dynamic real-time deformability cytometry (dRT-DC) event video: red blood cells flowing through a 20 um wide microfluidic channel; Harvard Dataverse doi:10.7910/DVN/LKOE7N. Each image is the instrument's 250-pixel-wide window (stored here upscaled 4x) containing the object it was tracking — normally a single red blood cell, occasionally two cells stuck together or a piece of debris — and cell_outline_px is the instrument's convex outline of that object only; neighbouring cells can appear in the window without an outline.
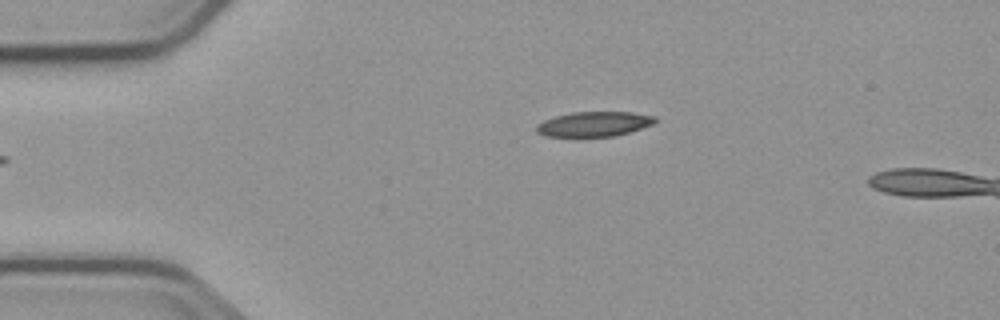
{"species": "common noctule bat (a hibernating species)", "species_latin": "Nyctalus noctula", "temperature_condition": "cold", "stored_images_in_passage": 3, "camera_frame_rate_fps": 3000, "um_per_image_px": 0.085, "animal": {"sex": "male", "body_mass_g": 23.1, "forearm_length_mm": 52.7}, "frame": {"image": 1, "passage_image": 1, "time_ms": 0.0, "image_size_px": [1000, 320], "cell_outline_px": [[656, 120], [652, 124], [616, 136], [544, 136], [536, 132], [536, 124], [544, 120], [556, 116], [572, 112], [632, 112], [656, 116]], "centroid_in_image_um": [50.47, 10.54], "position_along_channel_um": 34.5, "area_um2": 17.05}}